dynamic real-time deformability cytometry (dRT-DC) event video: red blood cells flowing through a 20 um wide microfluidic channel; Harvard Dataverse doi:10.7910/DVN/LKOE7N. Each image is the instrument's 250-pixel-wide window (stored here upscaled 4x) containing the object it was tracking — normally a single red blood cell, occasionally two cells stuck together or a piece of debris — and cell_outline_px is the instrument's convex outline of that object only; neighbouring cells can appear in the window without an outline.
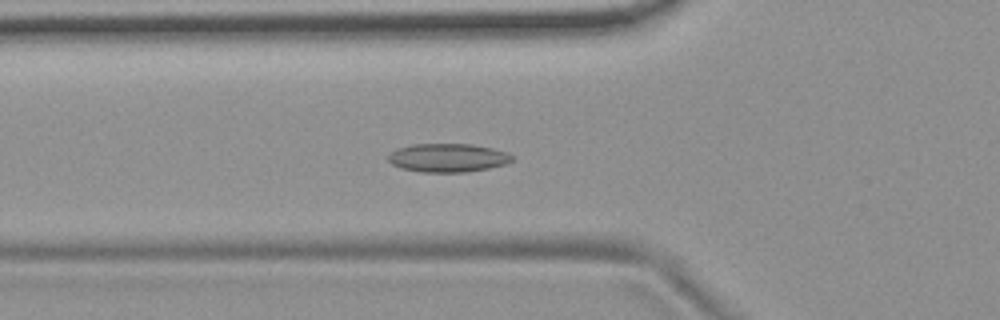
{"species": "common noctule bat (a hibernating species)", "species_latin": "Nyctalus noctula", "temperature_condition": "room temperature", "stored_images_in_passage": 57, "camera_frame_rate_fps": 3000, "um_per_image_px": 0.085, "animal": {"sex": "female", "body_mass_g": 19.9}, "frame": {"image": 1, "passage_image": 20, "time_ms": 6.333, "image_size_px": [1000, 320], "cell_outline_px": [[516, 156], [512, 160], [504, 164], [488, 168], [468, 172], [420, 172], [400, 168], [392, 164], [388, 160], [388, 156], [392, 152], [400, 148], [412, 144], [472, 144], [492, 148], [508, 152]], "centroid_in_image_um": [38.09, 13.41], "position_along_channel_um": 87.7, "area_um2": 20.63}}
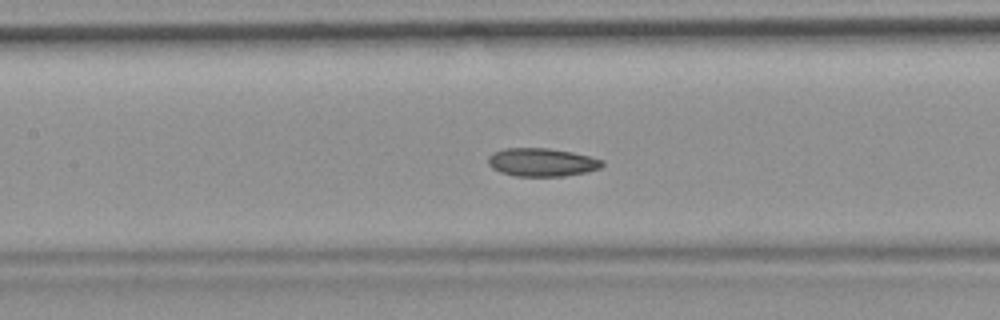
{"frame": {"image": 2, "passage_image": 26, "time_ms": 8.333, "image_size_px": [1000, 320], "cell_outline_px": [[604, 164], [600, 168], [584, 172], [564, 176], [516, 176], [500, 172], [492, 168], [488, 164], [488, 156], [492, 152], [504, 148], [548, 148], [572, 152], [604, 160]], "centroid_in_image_um": [46.02, 13.78], "position_along_channel_um": 161.4, "area_um2": 18.79}}
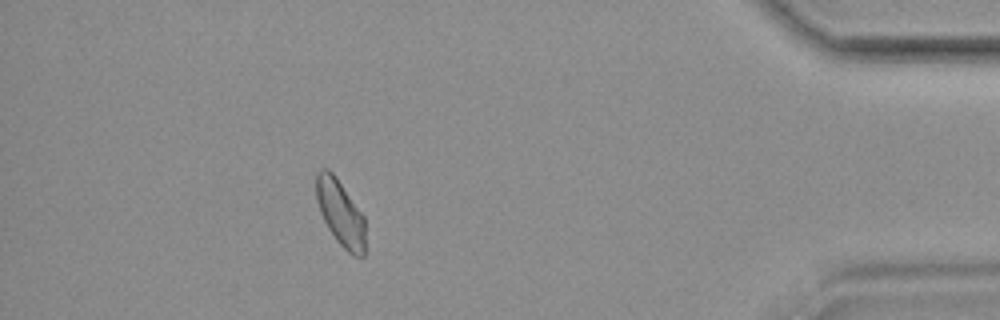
{"frame": {"image": 3, "passage_image": 50, "time_ms": 16.333, "image_size_px": [1000, 320], "cell_outline_px": [[364, 256], [352, 256], [336, 240], [328, 228], [320, 212], [316, 200], [316, 172], [320, 168], [328, 168], [336, 176], [364, 216]], "centroid_in_image_um": [28.91, 18.07], "position_along_channel_um": 406.3, "area_um2": 18.84}, "authors_computed_cell_mechanics": {"area_um2": 19.5364, "velocity_mm_per_s": 3.6746, "shape_relaxation_time_tau1_ms": null, "shape_relaxation_time_tau2_ms": 4.658, "deformation_change_tau1": null, "deformation_change_tau2": 0.088}}